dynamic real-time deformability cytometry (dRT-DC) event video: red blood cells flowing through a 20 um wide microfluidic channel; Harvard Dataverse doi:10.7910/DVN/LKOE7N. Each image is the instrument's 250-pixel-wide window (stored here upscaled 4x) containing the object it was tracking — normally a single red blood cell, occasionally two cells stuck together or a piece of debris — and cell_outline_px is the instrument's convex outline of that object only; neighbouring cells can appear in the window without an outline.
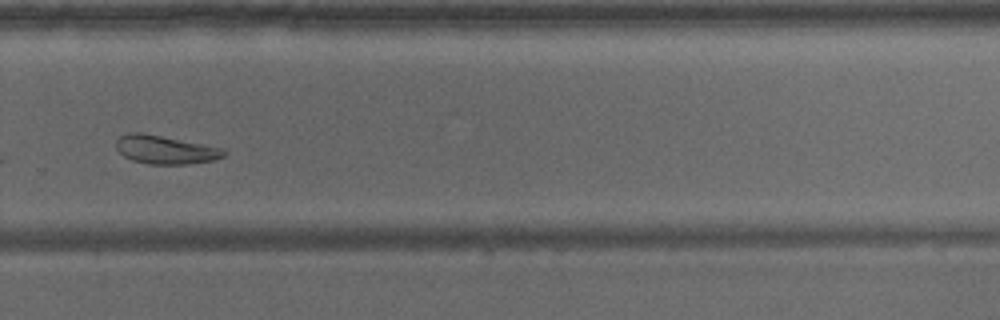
{"species": "common noctule bat (a hibernating species)", "species_latin": "Nyctalus noctula", "temperature_condition": "warm", "stored_images_in_passage": 41, "camera_frame_rate_fps": 3000, "um_per_image_px": 0.085, "animal": {"sex": "male", "body_mass_g": 15.6}, "frame": {"image": 1, "passage_image": 30, "time_ms": 9.667, "image_size_px": [1000, 320], "cell_outline_px": [[228, 152], [224, 156], [212, 160], [188, 164], [148, 164], [132, 160], [124, 156], [116, 148], [116, 140], [120, 136], [128, 132], [140, 132], [224, 148]], "centroid_in_image_um": [14.04, 12.72], "position_along_channel_um": 315.8, "area_um2": 17.8}}